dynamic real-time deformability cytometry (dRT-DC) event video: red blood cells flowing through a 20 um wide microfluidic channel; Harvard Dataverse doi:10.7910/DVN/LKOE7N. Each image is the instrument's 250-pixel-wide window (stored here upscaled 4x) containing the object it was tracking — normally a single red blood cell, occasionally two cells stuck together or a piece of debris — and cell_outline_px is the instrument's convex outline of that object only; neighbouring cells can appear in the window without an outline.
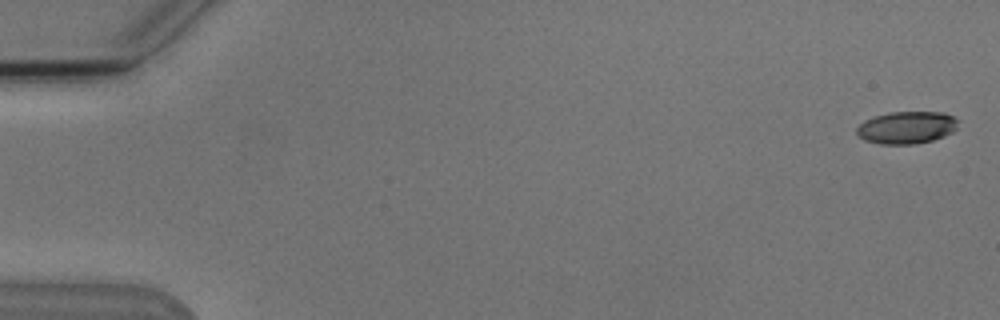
{"species": "Egyptian fruit bat (a non-hibernating species)", "species_latin": "Rousettus aegyptiacus", "temperature_condition": "cold", "stored_images_in_passage": 5, "camera_frame_rate_fps": 3000, "um_per_image_px": 0.085, "animal": {"sex": "male"}, "frame": {"image": 1, "passage_image": 1, "time_ms": 0.0, "image_size_px": [1000, 320], "cell_outline_px": [[960, 120], [956, 128], [952, 132], [944, 136], [932, 140], [916, 144], [880, 144], [864, 140], [856, 132], [856, 128], [864, 120], [888, 112], [944, 112]], "centroid_in_image_um": [77.08, 10.84], "position_along_channel_um": 7.9, "area_um2": 19.19}}